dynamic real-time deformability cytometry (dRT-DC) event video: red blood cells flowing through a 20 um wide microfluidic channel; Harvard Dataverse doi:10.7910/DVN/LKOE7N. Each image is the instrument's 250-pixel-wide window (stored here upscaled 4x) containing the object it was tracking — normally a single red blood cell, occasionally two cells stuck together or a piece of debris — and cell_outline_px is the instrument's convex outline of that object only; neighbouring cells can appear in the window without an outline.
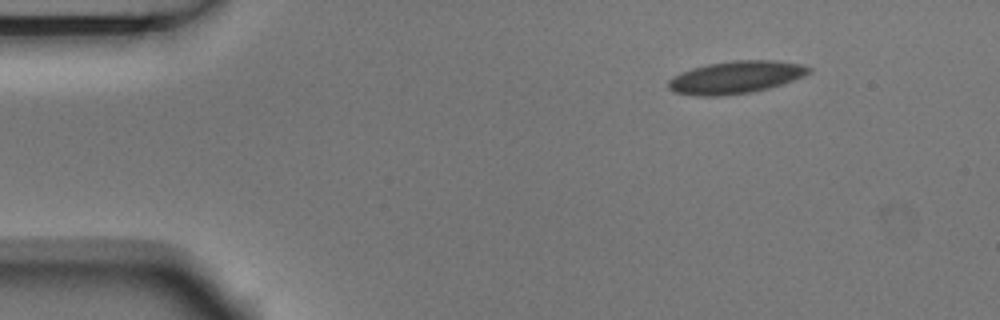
{"species": "Egyptian fruit bat (a non-hibernating species)", "species_latin": "Rousettus aegyptiacus", "temperature_condition": "room temperature", "stored_images_in_passage": 4, "camera_frame_rate_fps": 3000, "um_per_image_px": 0.085, "animal": {"sex": "male"}, "frame": {"image": 1, "passage_image": 1, "time_ms": 0.0, "image_size_px": [1000, 320], "cell_outline_px": [[812, 72], [804, 76], [768, 88], [752, 92], [720, 96], [696, 96], [676, 92], [668, 88], [668, 80], [680, 72], [692, 68], [708, 64], [732, 60], [776, 60], [804, 64], [812, 68]], "centroid_in_image_um": [62.56, 6.56], "position_along_channel_um": 22.4, "area_um2": 26.7}}
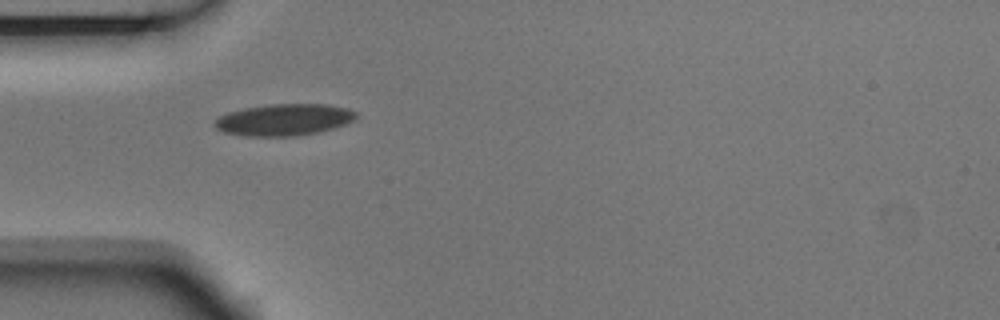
{"frame": {"image": 2, "passage_image": 3, "time_ms": 0.667, "image_size_px": [1000, 320], "cell_outline_px": [[356, 116], [352, 120], [344, 124], [332, 128], [316, 132], [296, 136], [244, 136], [224, 132], [216, 128], [212, 124], [220, 116], [228, 112], [244, 108], [268, 104], [328, 104], [348, 108], [356, 112]], "centroid_in_image_um": [24.11, 10.17], "position_along_channel_um": 60.9, "area_um2": 26.01}}
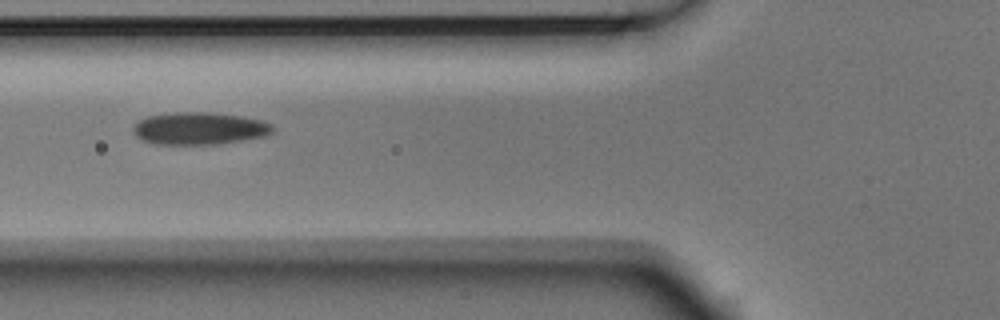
{"frame": {"image": 3, "passage_image": 4, "time_ms": 1.0, "image_size_px": [1000, 320], "cell_outline_px": [[276, 128], [268, 136], [216, 144], [156, 144], [140, 140], [132, 132], [132, 128], [140, 120], [148, 116], [172, 112], [212, 112], [240, 116], [264, 120], [272, 124]], "centroid_in_image_um": [16.97, 10.91], "position_along_channel_um": 108.8, "area_um2": 26.59}}